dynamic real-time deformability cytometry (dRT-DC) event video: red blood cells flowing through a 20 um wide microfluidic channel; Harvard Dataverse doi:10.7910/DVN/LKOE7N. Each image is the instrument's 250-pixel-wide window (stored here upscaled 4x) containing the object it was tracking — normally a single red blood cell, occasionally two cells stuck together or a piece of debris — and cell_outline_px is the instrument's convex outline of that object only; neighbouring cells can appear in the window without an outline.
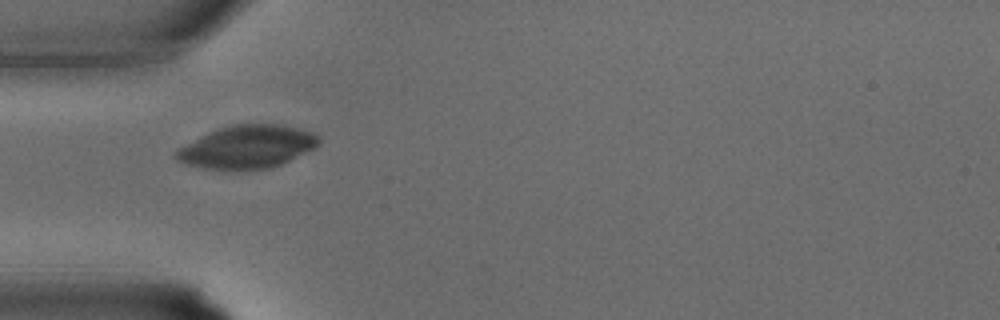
{"species": "common noctule bat (a hibernating species)", "species_latin": "Nyctalus noctula", "temperature_condition": "warm", "stored_images_in_passage": 24, "camera_frame_rate_fps": 3000, "um_per_image_px": 0.085, "animal": {"sex": "male", "body_mass_g": 15.6}, "frame": {"image": 1, "passage_image": 1, "time_ms": 0.0, "image_size_px": [1000, 320], "cell_outline_px": [[320, 144], [316, 148], [272, 168], [204, 168], [188, 164], [176, 160], [172, 156], [172, 152], [176, 148], [208, 132], [232, 124], [276, 124], [296, 128], [312, 132], [320, 136]], "centroid_in_image_um": [21.0, 12.47], "position_along_channel_um": 64.0, "area_um2": 35.49}}
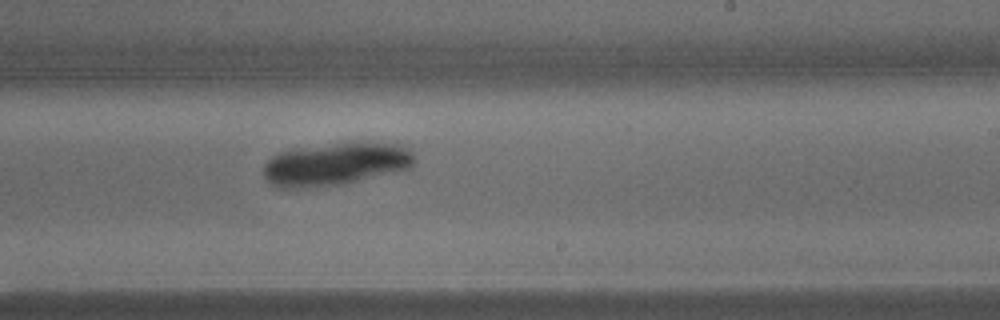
{"frame": {"image": 2, "passage_image": 11, "time_ms": 3.333, "image_size_px": [1000, 320], "cell_outline_px": [[416, 160], [412, 168], [344, 184], [292, 188], [276, 188], [268, 184], [264, 176], [264, 164], [272, 156], [280, 152], [336, 144], [400, 144], [408, 148], [412, 152]], "centroid_in_image_um": [28.53, 13.99], "position_along_channel_um": 260.5, "area_um2": 36.88}}
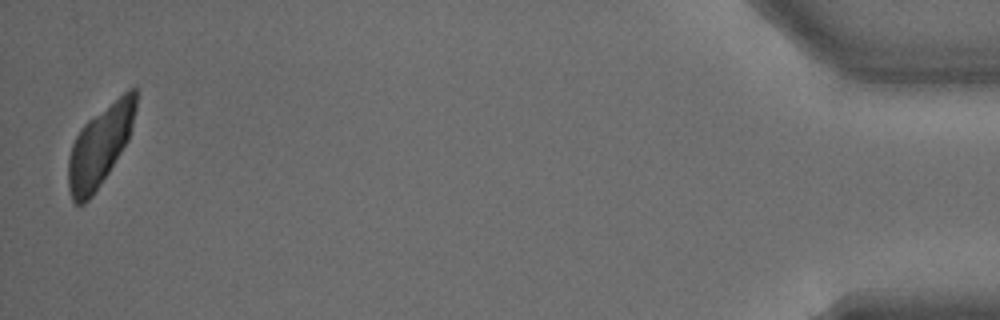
{"frame": {"image": 3, "passage_image": 24, "time_ms": 7.667, "image_size_px": [1000, 320], "cell_outline_px": [[136, 108], [128, 140], [108, 172], [92, 196], [84, 204], [76, 204], [72, 200], [68, 188], [68, 156], [72, 144], [80, 128], [88, 120], [128, 88], [136, 88]], "centroid_in_image_um": [8.47, 12.39], "position_along_channel_um": 426.7, "area_um2": 31.27}}